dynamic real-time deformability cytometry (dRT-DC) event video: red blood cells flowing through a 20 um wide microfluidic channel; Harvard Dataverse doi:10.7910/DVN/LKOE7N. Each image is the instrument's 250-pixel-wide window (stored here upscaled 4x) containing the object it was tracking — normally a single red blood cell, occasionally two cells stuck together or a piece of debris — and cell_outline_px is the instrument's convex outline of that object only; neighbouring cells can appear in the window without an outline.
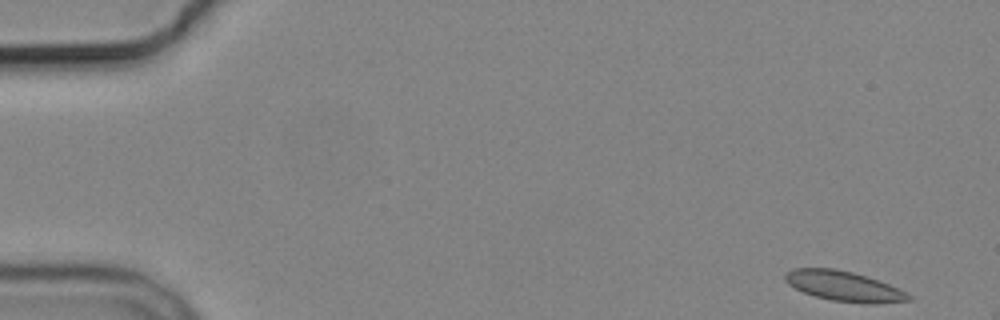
{"species": "common noctule bat (a hibernating species)", "species_latin": "Nyctalus noctula", "temperature_condition": "cold", "stored_images_in_passage": 4, "camera_frame_rate_fps": 3000, "um_per_image_px": 0.085, "animal": {"sex": "male", "body_mass_g": 19.2, "forearm_length_mm": 51.8}, "frame": {"image": 1, "passage_image": 1, "time_ms": 0.0, "image_size_px": [1000, 320], "cell_outline_px": [[912, 300], [872, 304], [868, 304], [832, 300], [816, 296], [804, 292], [788, 284], [784, 280], [784, 272], [792, 268], [836, 268], [868, 276], [908, 292], [912, 296]], "centroid_in_image_um": [71.73, 24.31], "position_along_channel_um": 13.3, "area_um2": 21.73}}